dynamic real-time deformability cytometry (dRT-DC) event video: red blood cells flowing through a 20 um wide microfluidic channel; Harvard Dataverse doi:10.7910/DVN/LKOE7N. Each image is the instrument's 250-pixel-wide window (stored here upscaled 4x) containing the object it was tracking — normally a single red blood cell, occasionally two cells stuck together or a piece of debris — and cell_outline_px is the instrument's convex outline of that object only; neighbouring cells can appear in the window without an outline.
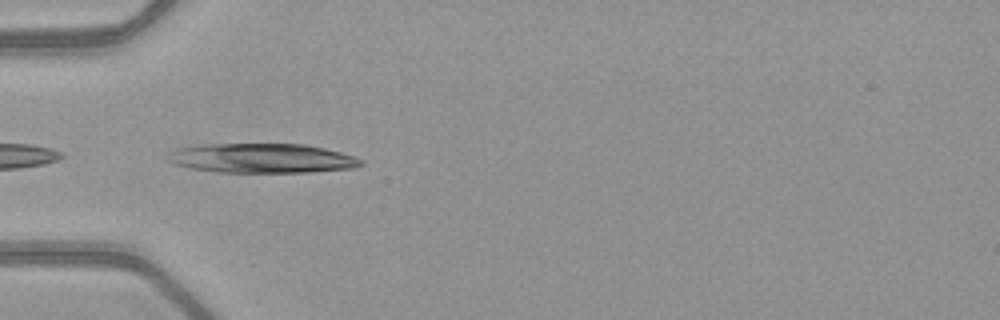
{"species": "common noctule bat (a hibernating species)", "species_latin": "Nyctalus noctula", "temperature_condition": "warm", "stored_images_in_passage": 20, "camera_frame_rate_fps": 3000, "um_per_image_px": 0.085, "animal": {"sex": "female", "body_mass_g": 21.9}, "frame": {"image": 1, "passage_image": 17, "time_ms": 5.333, "image_size_px": [1000, 320], "cell_outline_px": [[364, 164], [352, 168], [308, 172], [216, 172], [192, 168], [172, 164], [164, 160], [168, 152], [176, 148], [200, 144], [304, 144], [324, 148], [340, 152], [364, 160]], "centroid_in_image_um": [22.18, 13.44], "position_along_channel_um": 62.8, "area_um2": 33.41}}